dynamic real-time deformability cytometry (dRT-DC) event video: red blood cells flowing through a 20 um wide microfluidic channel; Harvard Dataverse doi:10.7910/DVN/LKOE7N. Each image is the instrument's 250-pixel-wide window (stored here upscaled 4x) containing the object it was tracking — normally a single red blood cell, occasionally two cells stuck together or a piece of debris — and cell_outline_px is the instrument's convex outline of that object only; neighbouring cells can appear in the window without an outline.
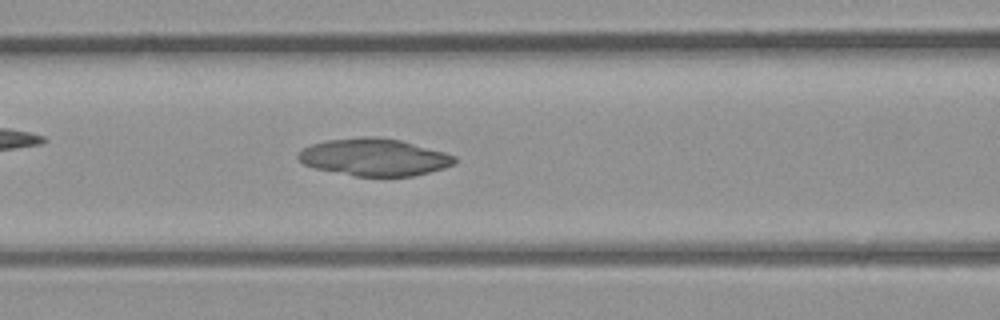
{"species": "common noctule bat (a hibernating species)", "species_latin": "Nyctalus noctula", "temperature_condition": "room temperature", "stored_images_in_passage": 28, "camera_frame_rate_fps": 3000, "um_per_image_px": 0.085, "animal": {"sex": "male", "body_mass_g": 23.1, "forearm_length_mm": 52.7}, "frame": {"image": 1, "passage_image": 9, "time_ms": 2.667, "image_size_px": [1000, 320], "cell_outline_px": [[456, 164], [444, 168], [412, 176], [352, 176], [316, 168], [304, 164], [296, 156], [304, 148], [312, 144], [328, 140], [360, 136], [376, 136], [400, 140], [444, 152], [456, 156]], "centroid_in_image_um": [31.82, 13.36], "position_along_channel_um": 134.8, "area_um2": 33.87}}
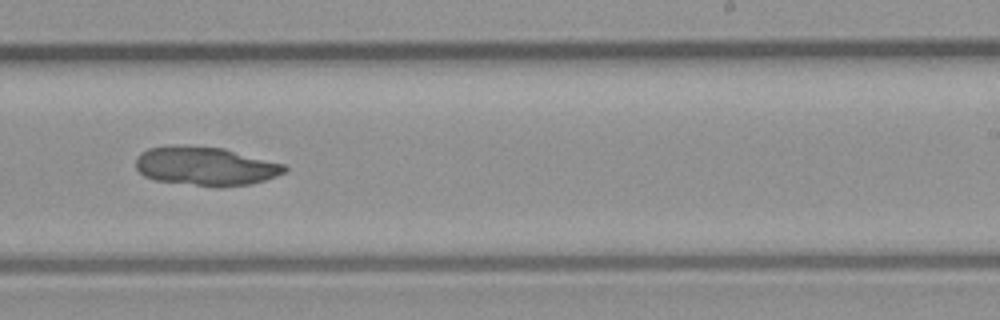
{"frame": {"image": 2, "passage_image": 17, "time_ms": 5.333, "image_size_px": [1000, 320], "cell_outline_px": [[288, 168], [284, 172], [264, 180], [252, 184], [220, 188], [216, 188], [156, 180], [144, 176], [136, 168], [136, 156], [140, 152], [148, 148], [172, 144], [224, 148], [284, 164]], "centroid_in_image_um": [17.43, 14.12], "position_along_channel_um": 271.6, "area_um2": 33.99}}
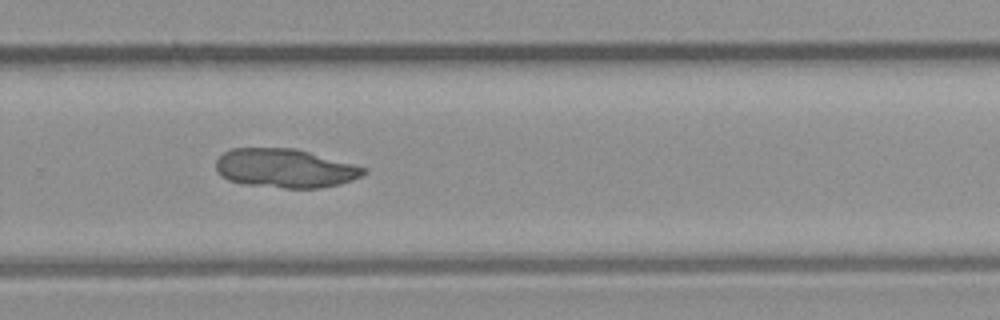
{"frame": {"image": 3, "passage_image": 19, "time_ms": 6.0, "image_size_px": [1000, 320], "cell_outline_px": [[368, 172], [352, 180], [340, 184], [320, 188], [284, 188], [240, 184], [228, 180], [216, 168], [216, 160], [224, 152], [232, 148], [296, 148], [368, 168]], "centroid_in_image_um": [24.25, 14.3], "position_along_channel_um": 305.5, "area_um2": 33.58}}